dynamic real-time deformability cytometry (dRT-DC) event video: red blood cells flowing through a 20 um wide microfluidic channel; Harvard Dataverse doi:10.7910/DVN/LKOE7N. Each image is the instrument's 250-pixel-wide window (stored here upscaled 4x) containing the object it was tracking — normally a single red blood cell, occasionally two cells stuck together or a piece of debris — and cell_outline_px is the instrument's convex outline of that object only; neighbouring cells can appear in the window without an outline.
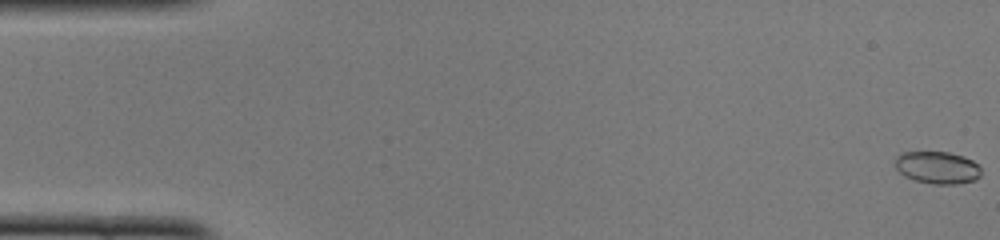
{"species": "common noctule bat (a hibernating species)", "species_latin": "Nyctalus noctula", "temperature_condition": "cold", "stored_images_in_passage": 50, "camera_frame_rate_fps": 3000, "um_per_image_px": 0.085, "animal": {"sex": "female", "body_mass_g": 22.0, "forearm_length_mm": 56.7}, "frame": {"image": 1, "passage_image": 1, "time_ms": 0.0, "image_size_px": [1000, 240], "cell_outline_px": [[980, 176], [976, 180], [960, 184], [932, 184], [916, 180], [904, 176], [896, 168], [896, 156], [900, 152], [948, 152], [964, 156], [972, 160], [980, 168]], "centroid_in_image_um": [79.68, 14.24], "position_along_channel_um": 5.3, "area_um2": 16.24}}
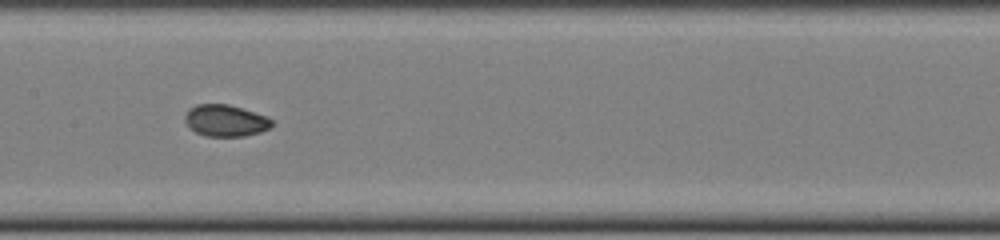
{"frame": {"image": 2, "passage_image": 25, "time_ms": 8.0, "image_size_px": [1000, 240], "cell_outline_px": [[272, 124], [268, 128], [260, 132], [244, 136], [204, 136], [196, 132], [184, 120], [184, 116], [188, 108], [196, 104], [228, 104], [268, 116], [272, 120]], "centroid_in_image_um": [19.15, 10.24], "position_along_channel_um": 188.2, "area_um2": 16.01}}
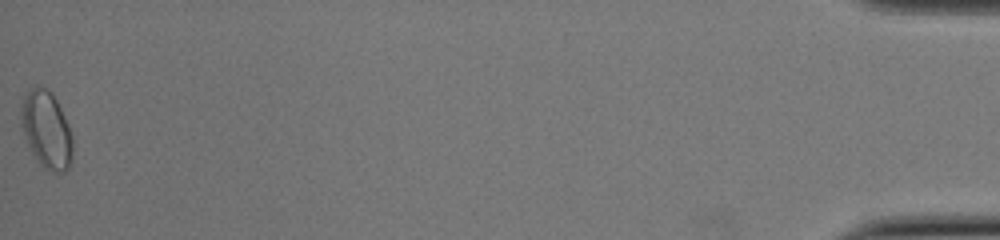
{"frame": {"image": 3, "passage_image": 50, "time_ms": 16.333, "image_size_px": [1000, 240], "cell_outline_px": [[72, 160], [68, 168], [64, 172], [56, 176], [48, 172], [40, 164], [32, 152], [24, 136], [20, 124], [20, 108], [24, 96], [36, 84], [44, 88], [56, 100], [68, 124], [72, 136]], "centroid_in_image_um": [3.94, 11.1], "position_along_channel_um": 431.3, "area_um2": 23.35}, "authors_computed_cell_mechanics": {"area_um2": 16.3863, "velocity_mm_per_s": 4.0991, "shape_relaxation_time_tau1_ms": 4.3047, "shape_relaxation_time_tau2_ms": 2.1437, "deformation_change_tau1": 0.1024, "deformation_change_tau2": 0.0343}}